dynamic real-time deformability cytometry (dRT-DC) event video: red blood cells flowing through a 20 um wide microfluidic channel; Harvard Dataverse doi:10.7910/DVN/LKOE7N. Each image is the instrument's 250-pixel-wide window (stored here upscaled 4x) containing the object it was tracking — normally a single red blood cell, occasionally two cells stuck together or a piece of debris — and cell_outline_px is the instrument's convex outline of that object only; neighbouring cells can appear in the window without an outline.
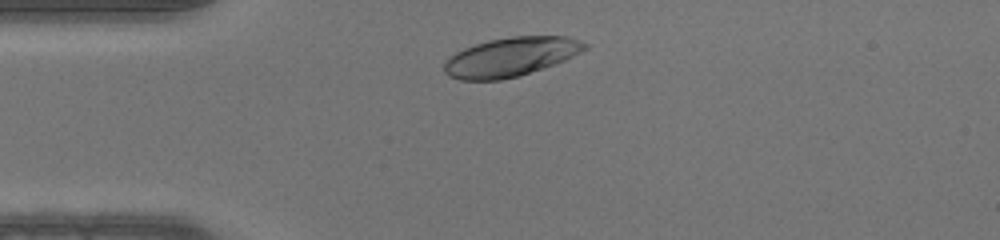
{"species": "human", "species_latin": "Homo sapiens", "temperature_condition": "warm", "stored_images_in_passage": 31, "camera_frame_rate_fps": 3000, "um_per_image_px": 0.085, "donor": {"sex": "male"}, "frame": {"image": 1, "passage_image": 4, "time_ms": 1.0, "image_size_px": [1000, 240], "cell_outline_px": [[588, 48], [564, 60], [520, 76], [500, 80], [460, 80], [448, 76], [444, 72], [444, 60], [456, 52], [464, 48], [488, 40], [512, 36], [568, 36], [580, 40], [588, 44]], "centroid_in_image_um": [43.39, 4.84], "position_along_channel_um": 41.6, "area_um2": 32.02}}
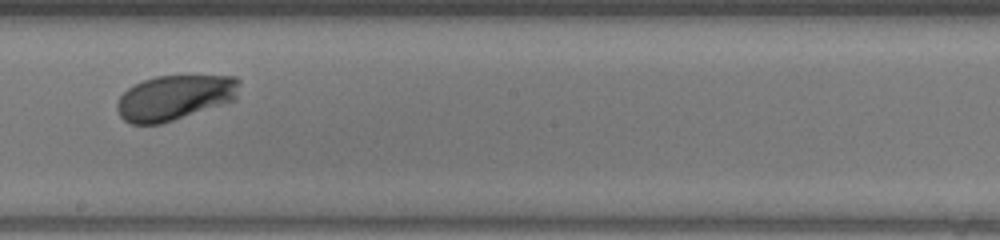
{"frame": {"image": 2, "passage_image": 19, "time_ms": 6.0, "image_size_px": [1000, 240], "cell_outline_px": [[240, 84], [236, 100], [160, 124], [132, 124], [124, 120], [120, 116], [116, 108], [116, 104], [120, 96], [128, 88], [144, 80], [156, 76], [236, 76], [240, 80]], "centroid_in_image_um": [14.86, 8.29], "position_along_channel_um": 233.3, "area_um2": 32.08}}
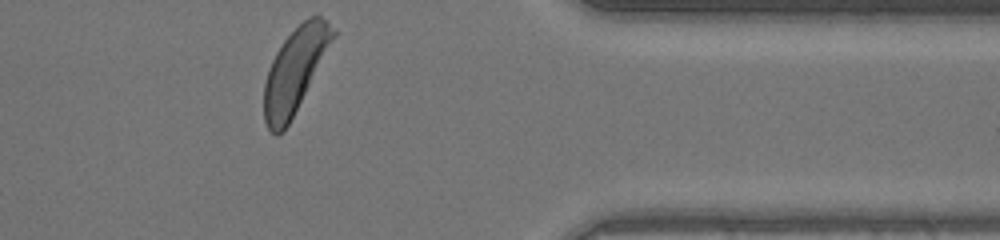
{"frame": {"image": 3, "passage_image": 31, "time_ms": 10.0, "image_size_px": [1000, 240], "cell_outline_px": [[336, 36], [284, 132], [276, 136], [268, 128], [264, 120], [264, 84], [268, 68], [276, 52], [284, 40], [308, 16], [320, 16], [336, 28]], "centroid_in_image_um": [25.07, 5.99], "position_along_channel_um": 386.3, "area_um2": 33.41}}